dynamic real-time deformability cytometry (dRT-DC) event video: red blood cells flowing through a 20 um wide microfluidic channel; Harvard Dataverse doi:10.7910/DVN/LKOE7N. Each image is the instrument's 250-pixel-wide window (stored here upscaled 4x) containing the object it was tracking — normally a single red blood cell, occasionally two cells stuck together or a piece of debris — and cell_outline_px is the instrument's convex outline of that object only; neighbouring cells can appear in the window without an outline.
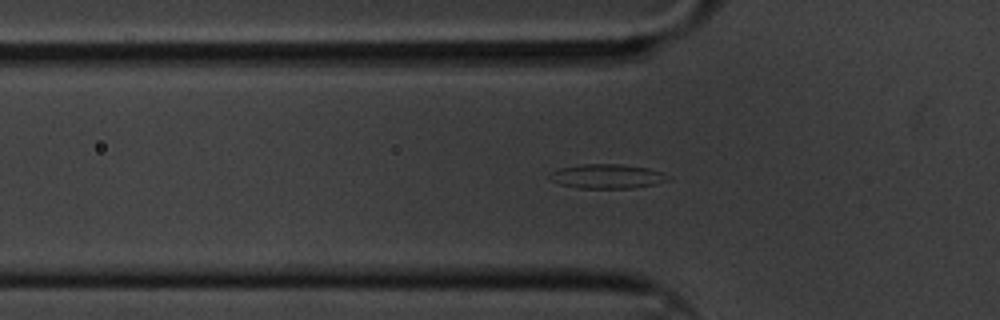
{"species": "common noctule bat (a hibernating species)", "species_latin": "Nyctalus noctula", "temperature_condition": "cold", "stored_images_in_passage": 61, "camera_frame_rate_fps": 3000, "um_per_image_px": 0.085, "animal": {"sex": "male", "body_mass_g": 20.1, "forearm_length_mm": 53.5}, "frame": {"image": 1, "passage_image": 19, "time_ms": 6.0, "image_size_px": [1000, 320], "cell_outline_px": [[672, 176], [668, 180], [656, 184], [632, 188], [580, 188], [560, 184], [552, 180], [548, 176], [552, 172], [560, 168], [580, 164], [620, 164], [648, 168]], "centroid_in_image_um": [51.63, 14.98], "position_along_channel_um": 74.2, "area_um2": 16.7}}
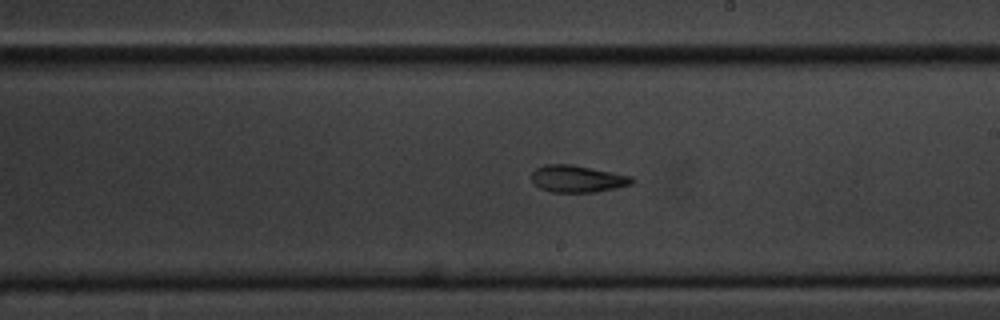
{"frame": {"image": 2, "passage_image": 34, "time_ms": 11.0, "image_size_px": [1000, 320], "cell_outline_px": [[636, 180], [632, 184], [616, 188], [596, 192], [552, 192], [540, 188], [532, 184], [532, 172], [536, 168], [544, 164], [572, 164], [632, 176]], "centroid_in_image_um": [49.08, 15.2], "position_along_channel_um": 239.9, "area_um2": 15.95}}
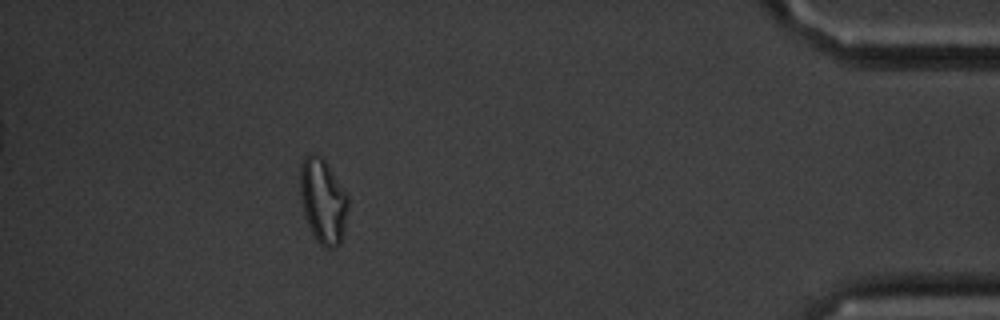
{"frame": {"image": 3, "passage_image": 54, "time_ms": 17.667, "image_size_px": [1000, 320], "cell_outline_px": [[348, 208], [344, 232], [340, 244], [332, 248], [324, 248], [316, 240], [308, 224], [304, 212], [300, 192], [300, 168], [304, 156], [312, 152], [320, 156], [324, 160], [348, 196]], "centroid_in_image_um": [27.45, 17.1], "position_along_channel_um": 407.7, "area_um2": 23.52}, "authors_computed_cell_mechanics": {"area_um2": 16.9354, "velocity_mm_per_s": 3.3076, "shape_relaxation_time_tau1_ms": null, "shape_relaxation_time_tau2_ms": 3.9061, "deformation_change_tau1": null, "deformation_change_tau2": 0.1142}}